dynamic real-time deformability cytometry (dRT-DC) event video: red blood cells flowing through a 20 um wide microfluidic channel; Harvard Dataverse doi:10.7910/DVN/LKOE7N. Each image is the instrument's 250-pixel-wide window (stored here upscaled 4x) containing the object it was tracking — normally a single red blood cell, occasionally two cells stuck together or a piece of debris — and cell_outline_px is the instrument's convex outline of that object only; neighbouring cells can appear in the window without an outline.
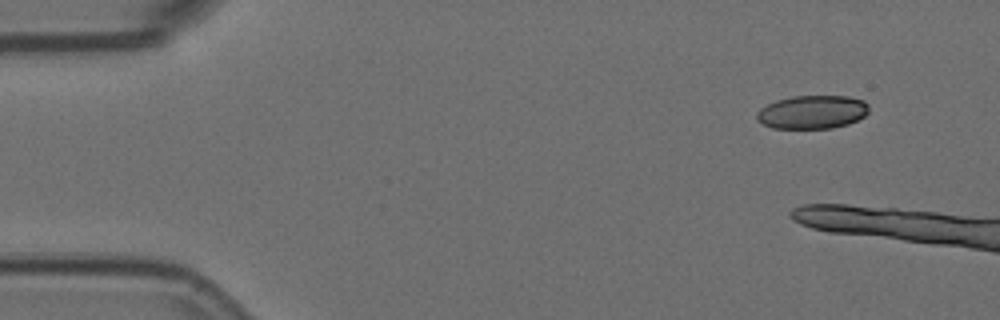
{"species": "Egyptian fruit bat (a non-hibernating species)", "species_latin": "Rousettus aegyptiacus", "temperature_condition": "room temperature", "stored_images_in_passage": 3, "camera_frame_rate_fps": 3000, "um_per_image_px": 0.085, "animal": {"sex": "female"}, "frame": {"image": 1, "passage_image": 1, "time_ms": 0.0, "image_size_px": [1000, 320], "cell_outline_px": [[868, 112], [864, 116], [848, 124], [832, 128], [772, 128], [756, 120], [756, 112], [760, 108], [776, 100], [792, 96], [848, 96], [864, 100], [868, 104]], "centroid_in_image_um": [69.03, 9.52], "position_along_channel_um": 16.0, "area_um2": 21.91}}